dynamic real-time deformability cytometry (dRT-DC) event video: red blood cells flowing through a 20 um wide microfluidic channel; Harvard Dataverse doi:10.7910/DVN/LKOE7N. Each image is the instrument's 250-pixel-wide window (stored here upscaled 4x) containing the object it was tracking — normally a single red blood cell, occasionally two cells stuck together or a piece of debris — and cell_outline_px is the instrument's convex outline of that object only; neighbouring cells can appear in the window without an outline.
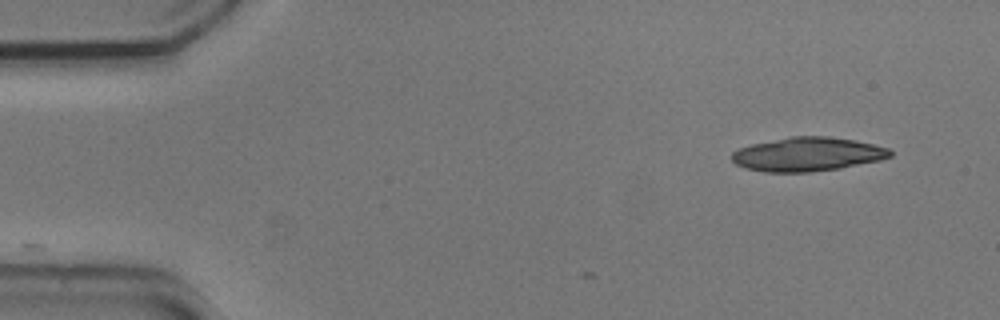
{"species": "common noctule bat (a hibernating species)", "species_latin": "Nyctalus noctula", "temperature_condition": "cold", "stored_images_in_passage": 4, "camera_frame_rate_fps": 3000, "um_per_image_px": 0.085, "animal": {"sex": "male", "body_mass_g": 20.5, "forearm_length_mm": 52.5}, "frame": {"image": 1, "passage_image": 4, "time_ms": 1.0, "image_size_px": [1000, 320], "cell_outline_px": [[892, 156], [880, 160], [840, 168], [808, 172], [764, 172], [744, 168], [736, 164], [732, 160], [732, 152], [740, 148], [752, 144], [792, 136], [828, 136], [856, 140], [888, 148], [892, 152]], "centroid_in_image_um": [68.64, 13.11], "position_along_channel_um": 16.4, "area_um2": 31.21}}